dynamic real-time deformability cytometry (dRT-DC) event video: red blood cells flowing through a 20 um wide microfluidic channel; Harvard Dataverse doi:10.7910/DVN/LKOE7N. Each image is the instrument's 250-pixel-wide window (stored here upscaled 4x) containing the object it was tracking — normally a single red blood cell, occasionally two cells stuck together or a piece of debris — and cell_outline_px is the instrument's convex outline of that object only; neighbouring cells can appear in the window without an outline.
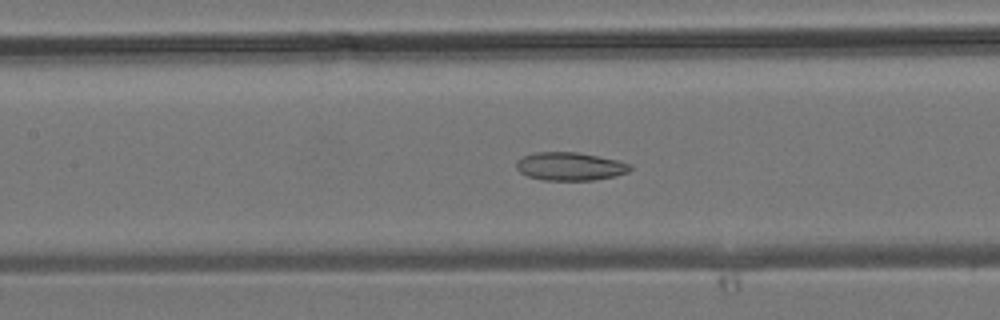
{"species": "common noctule bat (a hibernating species)", "species_latin": "Nyctalus noctula", "temperature_condition": "room temperature", "stored_images_in_passage": 43, "camera_frame_rate_fps": 3000, "um_per_image_px": 0.085, "animal": {"sex": "male", "body_mass_g": 19.2, "forearm_length_mm": 51.8}, "frame": {"image": 1, "passage_image": 20, "time_ms": 6.333, "image_size_px": [1000, 320], "cell_outline_px": [[632, 168], [628, 172], [616, 176], [592, 180], [544, 180], [528, 176], [520, 172], [516, 168], [516, 160], [524, 156], [536, 152], [576, 152], [620, 160], [632, 164]], "centroid_in_image_um": [48.48, 14.14], "position_along_channel_um": 158.9, "area_um2": 18.79}}
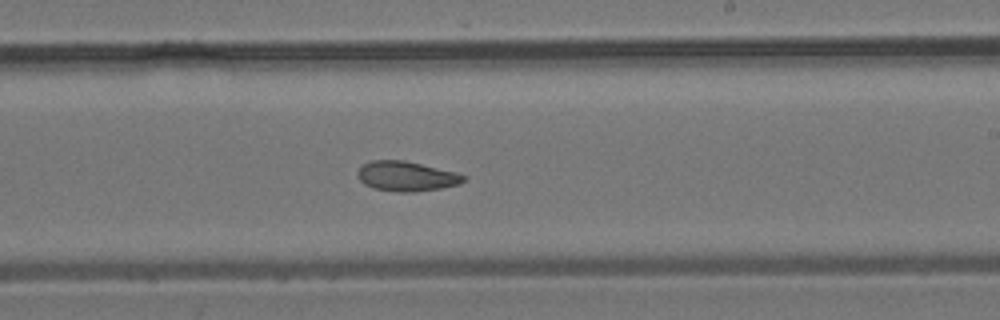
{"frame": {"image": 2, "passage_image": 26, "time_ms": 8.333, "image_size_px": [1000, 320], "cell_outline_px": [[468, 176], [460, 184], [440, 188], [412, 192], [400, 192], [372, 188], [364, 184], [360, 180], [356, 172], [364, 164], [372, 160], [404, 160], [456, 172]], "centroid_in_image_um": [34.55, 14.98], "position_along_channel_um": 254.5, "area_um2": 18.38}}
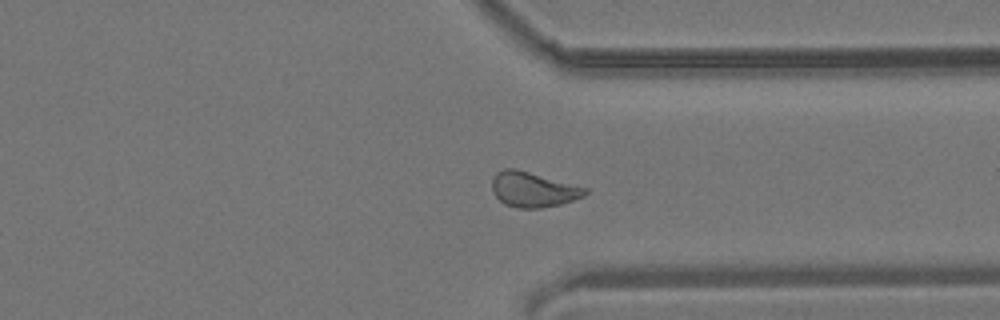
{"frame": {"image": 3, "passage_image": 33, "time_ms": 10.667, "image_size_px": [1000, 320], "cell_outline_px": [[588, 192], [584, 196], [560, 204], [540, 208], [516, 208], [504, 204], [492, 192], [492, 176], [496, 172], [504, 168], [516, 168], [588, 188]], "centroid_in_image_um": [45.28, 16.1], "position_along_channel_um": 366.1, "area_um2": 19.13}}